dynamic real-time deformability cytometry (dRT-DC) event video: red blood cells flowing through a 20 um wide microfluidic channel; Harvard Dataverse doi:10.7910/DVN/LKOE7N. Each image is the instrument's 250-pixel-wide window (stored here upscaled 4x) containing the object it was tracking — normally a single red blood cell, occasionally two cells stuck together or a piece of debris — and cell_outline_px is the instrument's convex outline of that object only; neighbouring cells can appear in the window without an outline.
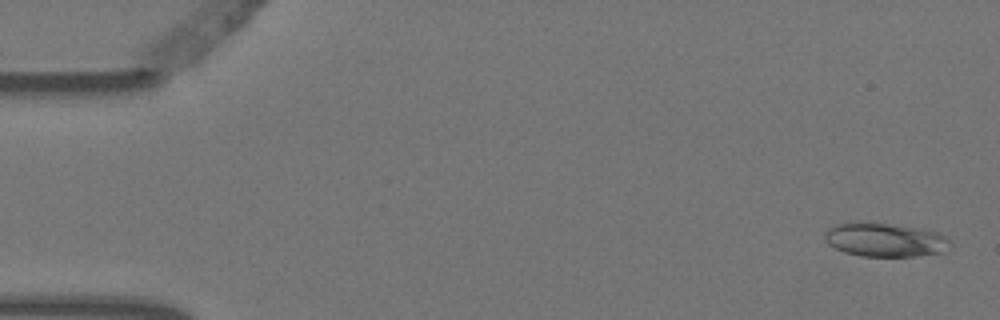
{"species": "Egyptian fruit bat (a non-hibernating species)", "species_latin": "Rousettus aegyptiacus", "temperature_condition": "warm", "stored_images_in_passage": 2, "camera_frame_rate_fps": 3000, "um_per_image_px": 0.085, "animal": {"sex": "female"}, "frame": {"image": 1, "passage_image": 1, "time_ms": 0.0, "image_size_px": [1000, 320], "cell_outline_px": [[948, 240], [940, 252], [916, 256], [860, 256], [844, 252], [828, 244], [824, 240], [824, 232], [832, 224], [852, 220], [864, 220], [936, 232], [948, 236]], "centroid_in_image_um": [75.04, 20.35], "position_along_channel_um": 10.0, "area_um2": 24.68}}